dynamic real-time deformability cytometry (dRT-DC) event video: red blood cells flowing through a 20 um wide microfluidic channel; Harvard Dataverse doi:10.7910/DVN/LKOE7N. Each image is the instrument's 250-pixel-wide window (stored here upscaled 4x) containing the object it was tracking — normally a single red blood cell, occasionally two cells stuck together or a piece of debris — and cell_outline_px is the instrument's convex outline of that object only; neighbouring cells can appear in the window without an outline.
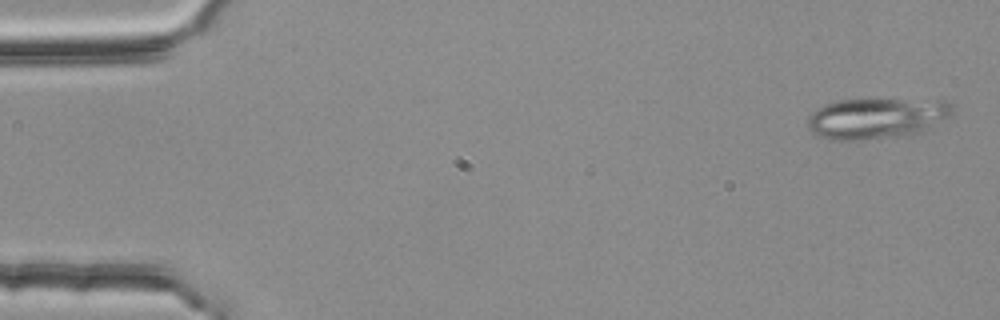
{"species": "common noctule bat (a hibernating species)", "species_latin": "Nyctalus noctula", "temperature_condition": "room temperature", "stored_images_in_passage": 54, "camera_frame_rate_fps": 3000, "um_per_image_px": 0.085, "animal": {"sex": "female", "body_mass_g": 25.1}, "frame": {"image": 1, "passage_image": 2, "time_ms": 0.333, "image_size_px": [1000, 320], "cell_outline_px": [[952, 112], [948, 116], [924, 132], [860, 140], [832, 140], [820, 136], [812, 132], [808, 128], [808, 116], [812, 112], [824, 104], [840, 100], [948, 100], [952, 104]], "centroid_in_image_um": [74.49, 10.05], "position_along_channel_um": 10.5, "area_um2": 34.04}}
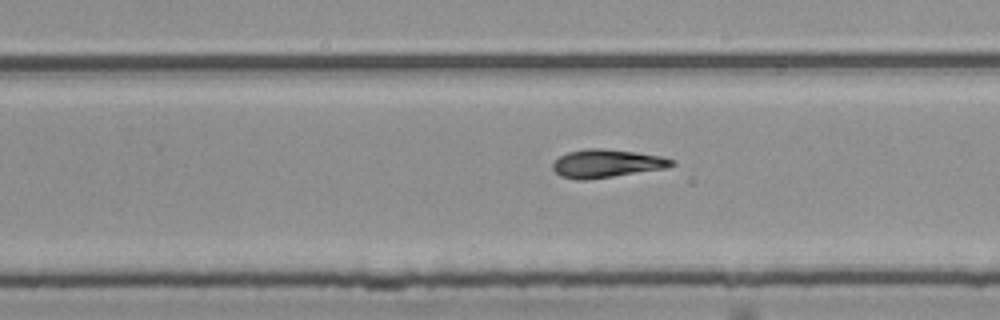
{"frame": {"image": 2, "passage_image": 34, "time_ms": 11.0, "image_size_px": [1000, 320], "cell_outline_px": [[676, 164], [668, 168], [588, 180], [576, 180], [560, 176], [552, 168], [552, 164], [560, 156], [568, 152], [584, 148], [604, 148], [636, 152], [660, 156], [676, 160]], "centroid_in_image_um": [51.58, 13.9], "position_along_channel_um": 278.2, "area_um2": 19.77}}
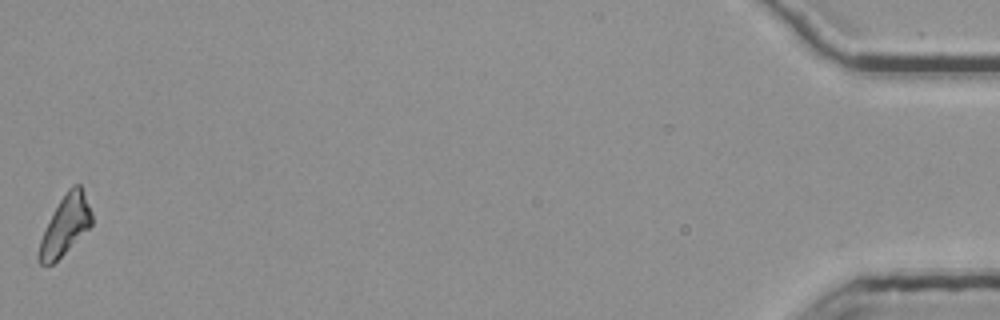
{"frame": {"image": 3, "passage_image": 54, "time_ms": 17.667, "image_size_px": [1000, 320], "cell_outline_px": [[92, 224], [52, 264], [40, 264], [36, 256], [40, 240], [44, 228], [60, 200], [68, 188], [72, 184], [80, 184], [92, 212]], "centroid_in_image_um": [5.51, 19.13], "position_along_channel_um": 429.7, "area_um2": 17.86}, "authors_computed_cell_mechanics": {"area_um2": 19.3919, "velocity_mm_per_s": 3.7729, "shape_relaxation_time_tau1_ms": 8.0321, "shape_relaxation_time_tau2_ms": null, "deformation_change_tau1": 0.2197, "deformation_change_tau2": null}}